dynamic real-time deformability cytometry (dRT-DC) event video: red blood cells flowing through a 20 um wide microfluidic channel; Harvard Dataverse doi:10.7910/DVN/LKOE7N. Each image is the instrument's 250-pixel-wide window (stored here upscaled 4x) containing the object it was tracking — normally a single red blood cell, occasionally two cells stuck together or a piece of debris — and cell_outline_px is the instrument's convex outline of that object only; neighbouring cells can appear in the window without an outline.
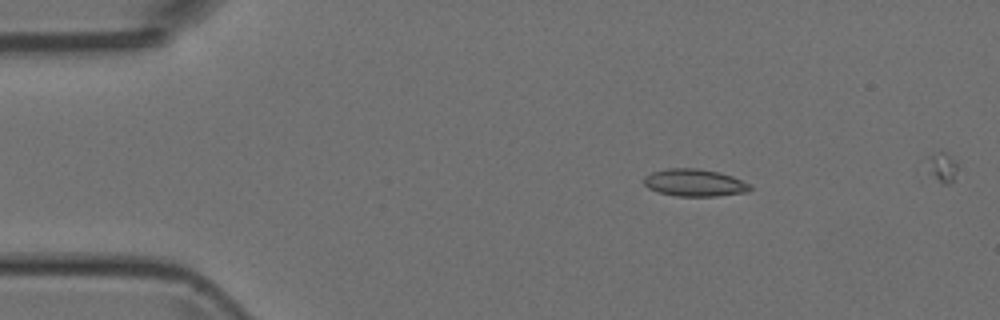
{"species": "Egyptian fruit bat (a non-hibernating species)", "species_latin": "Rousettus aegyptiacus", "temperature_condition": "room temperature", "stored_images_in_passage": 7, "camera_frame_rate_fps": 3000, "um_per_image_px": 0.085, "animal": {"sex": "female"}, "frame": {"image": 1, "passage_image": 1, "time_ms": 0.0, "image_size_px": [1000, 320], "cell_outline_px": [[752, 188], [748, 192], [716, 196], [676, 196], [660, 192], [648, 188], [644, 184], [644, 176], [652, 172], [668, 168], [696, 168], [720, 172], [732, 176], [752, 184]], "centroid_in_image_um": [59.07, 15.53], "position_along_channel_um": 25.9, "area_um2": 16.99}}